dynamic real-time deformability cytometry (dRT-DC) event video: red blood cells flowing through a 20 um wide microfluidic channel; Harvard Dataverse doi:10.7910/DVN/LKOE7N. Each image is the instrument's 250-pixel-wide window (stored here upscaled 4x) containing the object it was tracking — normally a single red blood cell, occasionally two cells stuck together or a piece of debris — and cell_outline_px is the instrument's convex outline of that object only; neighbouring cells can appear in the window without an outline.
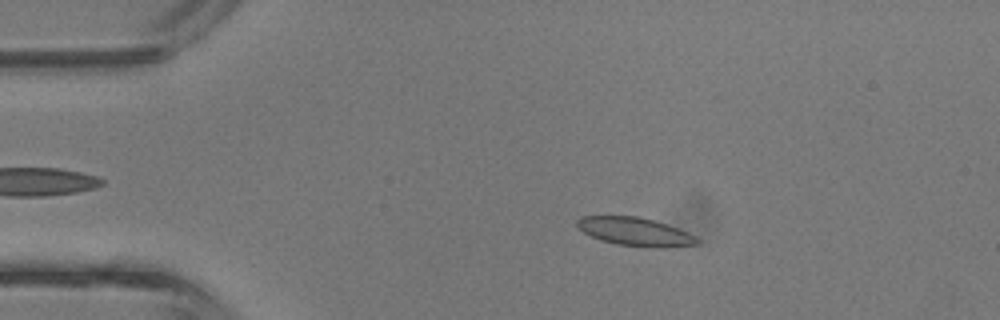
{"species": "common noctule bat (a hibernating species)", "species_latin": "Nyctalus noctula", "temperature_condition": "room temperature", "stored_images_in_passage": 13, "camera_frame_rate_fps": 3000, "um_per_image_px": 0.085, "animal": {"sex": "male", "body_mass_g": 13.3}, "frame": {"image": 1, "passage_image": 7, "time_ms": 2.0, "image_size_px": [1000, 320], "cell_outline_px": [[700, 244], [668, 248], [648, 248], [616, 244], [600, 240], [576, 228], [576, 220], [580, 216], [636, 216], [652, 220], [676, 228], [700, 240]], "centroid_in_image_um": [53.93, 19.71], "position_along_channel_um": 31.1, "area_um2": 19.83}}
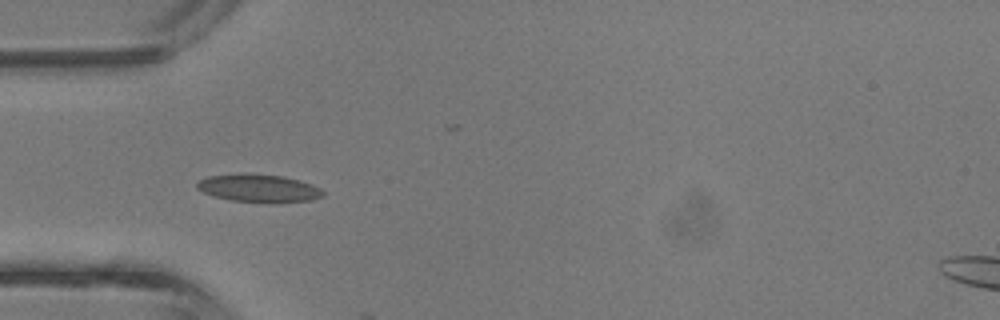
{"frame": {"image": 2, "passage_image": 12, "time_ms": 3.667, "image_size_px": [1000, 320], "cell_outline_px": [[324, 196], [312, 200], [272, 204], [268, 204], [232, 200], [212, 196], [196, 188], [196, 184], [200, 180], [208, 176], [244, 172], [280, 176], [312, 184], [320, 188], [324, 192]], "centroid_in_image_um": [21.99, 16.01], "position_along_channel_um": 63.0, "area_um2": 20.87}}